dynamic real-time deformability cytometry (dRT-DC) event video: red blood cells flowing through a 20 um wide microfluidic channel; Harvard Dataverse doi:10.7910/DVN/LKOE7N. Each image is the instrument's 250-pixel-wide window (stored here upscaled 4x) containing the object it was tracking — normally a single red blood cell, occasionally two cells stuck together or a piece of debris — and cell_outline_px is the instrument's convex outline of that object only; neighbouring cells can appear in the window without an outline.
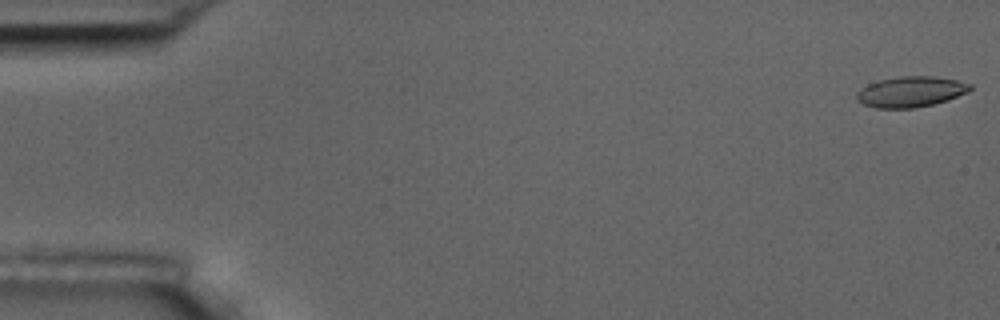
{"species": "common noctule bat (a hibernating species)", "species_latin": "Nyctalus noctula", "temperature_condition": "room temperature", "stored_images_in_passage": 6, "camera_frame_rate_fps": 3000, "um_per_image_px": 0.085, "animal": {"sex": "male", "body_mass_g": 17.5, "forearm_length_mm": 52.3}, "frame": {"image": 1, "passage_image": 1, "time_ms": 0.0, "image_size_px": [1000, 320], "cell_outline_px": [[972, 88], [968, 92], [948, 100], [916, 108], [876, 108], [864, 104], [856, 100], [856, 96], [860, 88], [868, 84], [880, 80], [900, 76], [932, 76], [956, 80], [972, 84]], "centroid_in_image_um": [77.42, 7.8], "position_along_channel_um": 7.6, "area_um2": 20.23}}
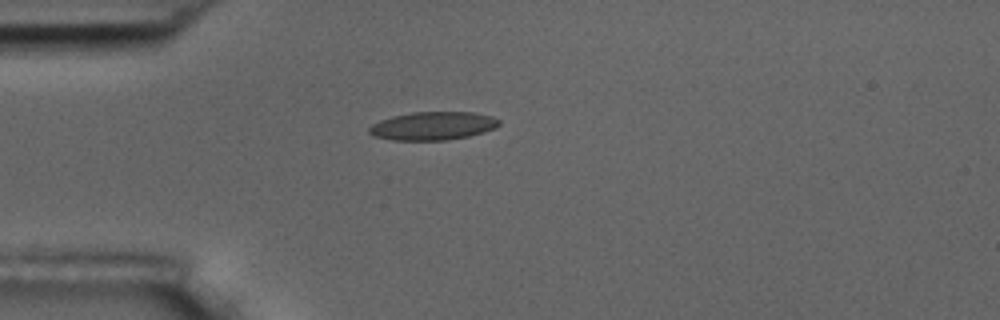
{"frame": {"image": 2, "passage_image": 5, "time_ms": 4.667, "image_size_px": [1000, 320], "cell_outline_px": [[500, 124], [496, 128], [468, 136], [448, 140], [392, 140], [376, 136], [368, 132], [368, 128], [372, 124], [380, 120], [392, 116], [412, 112], [472, 112], [492, 116], [500, 120]], "centroid_in_image_um": [36.8, 10.69], "position_along_channel_um": 48.2, "area_um2": 21.39}}